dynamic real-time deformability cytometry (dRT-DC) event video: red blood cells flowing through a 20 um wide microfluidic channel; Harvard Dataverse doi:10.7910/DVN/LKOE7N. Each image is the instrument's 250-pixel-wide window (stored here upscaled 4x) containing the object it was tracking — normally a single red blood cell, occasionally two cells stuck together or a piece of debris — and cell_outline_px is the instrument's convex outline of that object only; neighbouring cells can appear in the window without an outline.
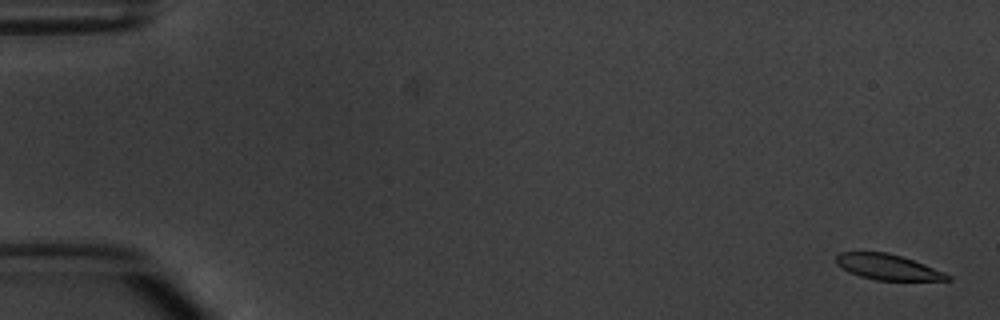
{"species": "common noctule bat (a hibernating species)", "species_latin": "Nyctalus noctula", "temperature_condition": "warm", "stored_images_in_passage": 6, "camera_frame_rate_fps": 3000, "um_per_image_px": 0.085, "animal": {"sex": "male", "body_mass_g": 20.1, "forearm_length_mm": 53.5}, "frame": {"image": 1, "passage_image": 1, "time_ms": 0.0, "image_size_px": [1000, 320], "cell_outline_px": [[952, 280], [876, 280], [860, 276], [848, 272], [836, 264], [836, 256], [840, 252], [888, 252], [924, 264], [944, 272], [952, 276]], "centroid_in_image_um": [75.45, 22.7], "position_along_channel_um": 9.6, "area_um2": 16.47}}
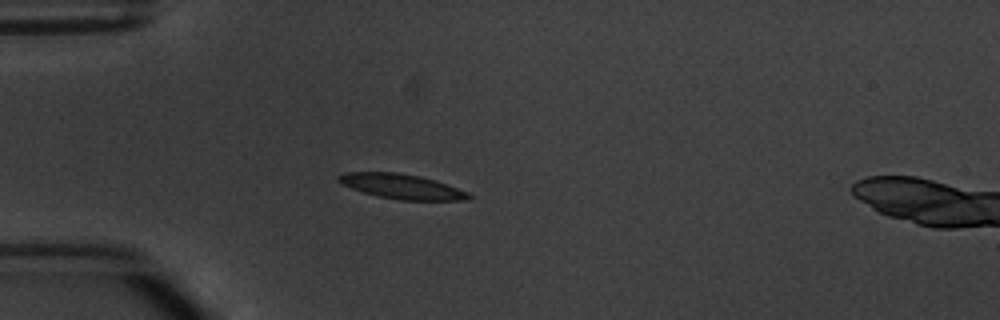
{"frame": {"image": 2, "passage_image": 5, "time_ms": 4.667, "image_size_px": [1000, 320], "cell_outline_px": [[472, 200], [400, 200], [380, 196], [364, 192], [340, 184], [336, 180], [336, 176], [344, 172], [396, 172], [420, 176], [436, 180], [468, 192], [472, 196]], "centroid_in_image_um": [34.14, 15.84], "position_along_channel_um": 50.9, "area_um2": 18.9}}